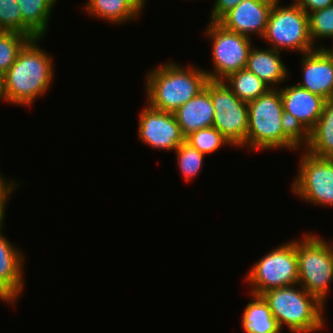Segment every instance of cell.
Listing matches in <instances>:
<instances>
[{
	"mask_svg": "<svg viewBox=\"0 0 333 333\" xmlns=\"http://www.w3.org/2000/svg\"><path fill=\"white\" fill-rule=\"evenodd\" d=\"M40 39L43 40V37L30 39L9 70L3 74L1 101L29 107L50 89L54 79V65L50 54L38 44Z\"/></svg>",
	"mask_w": 333,
	"mask_h": 333,
	"instance_id": "6da1fadb",
	"label": "cell"
},
{
	"mask_svg": "<svg viewBox=\"0 0 333 333\" xmlns=\"http://www.w3.org/2000/svg\"><path fill=\"white\" fill-rule=\"evenodd\" d=\"M158 66L145 77L146 104L163 112L174 113L204 89L209 80L198 66L184 68L170 61Z\"/></svg>",
	"mask_w": 333,
	"mask_h": 333,
	"instance_id": "7a4b0ae2",
	"label": "cell"
},
{
	"mask_svg": "<svg viewBox=\"0 0 333 333\" xmlns=\"http://www.w3.org/2000/svg\"><path fill=\"white\" fill-rule=\"evenodd\" d=\"M273 288L261 296L268 303L280 329L285 326L291 333L319 332L325 326L323 305L300 285Z\"/></svg>",
	"mask_w": 333,
	"mask_h": 333,
	"instance_id": "3957f363",
	"label": "cell"
},
{
	"mask_svg": "<svg viewBox=\"0 0 333 333\" xmlns=\"http://www.w3.org/2000/svg\"><path fill=\"white\" fill-rule=\"evenodd\" d=\"M283 102L279 89H270L266 94L248 103V132L241 147L251 150H274L297 148L283 135L281 119Z\"/></svg>",
	"mask_w": 333,
	"mask_h": 333,
	"instance_id": "277c9868",
	"label": "cell"
},
{
	"mask_svg": "<svg viewBox=\"0 0 333 333\" xmlns=\"http://www.w3.org/2000/svg\"><path fill=\"white\" fill-rule=\"evenodd\" d=\"M298 285L315 296L323 305L333 282L332 244L311 233L296 240Z\"/></svg>",
	"mask_w": 333,
	"mask_h": 333,
	"instance_id": "5b68a950",
	"label": "cell"
},
{
	"mask_svg": "<svg viewBox=\"0 0 333 333\" xmlns=\"http://www.w3.org/2000/svg\"><path fill=\"white\" fill-rule=\"evenodd\" d=\"M280 1L276 0L271 9L263 41L278 51L303 54L317 49L310 38L308 14L294 1L287 6H280Z\"/></svg>",
	"mask_w": 333,
	"mask_h": 333,
	"instance_id": "8992f818",
	"label": "cell"
},
{
	"mask_svg": "<svg viewBox=\"0 0 333 333\" xmlns=\"http://www.w3.org/2000/svg\"><path fill=\"white\" fill-rule=\"evenodd\" d=\"M251 293L261 295L267 290L298 285L296 240L280 244L260 258L246 274Z\"/></svg>",
	"mask_w": 333,
	"mask_h": 333,
	"instance_id": "52a82bcc",
	"label": "cell"
},
{
	"mask_svg": "<svg viewBox=\"0 0 333 333\" xmlns=\"http://www.w3.org/2000/svg\"><path fill=\"white\" fill-rule=\"evenodd\" d=\"M205 35L211 39L213 71L205 72L209 80H223L229 74L244 69L252 38L226 30L217 22L209 21Z\"/></svg>",
	"mask_w": 333,
	"mask_h": 333,
	"instance_id": "ba28073f",
	"label": "cell"
},
{
	"mask_svg": "<svg viewBox=\"0 0 333 333\" xmlns=\"http://www.w3.org/2000/svg\"><path fill=\"white\" fill-rule=\"evenodd\" d=\"M214 107L213 127L234 147H241L248 132V103L240 100L223 80H210Z\"/></svg>",
	"mask_w": 333,
	"mask_h": 333,
	"instance_id": "9c48e42d",
	"label": "cell"
},
{
	"mask_svg": "<svg viewBox=\"0 0 333 333\" xmlns=\"http://www.w3.org/2000/svg\"><path fill=\"white\" fill-rule=\"evenodd\" d=\"M291 184L293 194L319 206L333 207V159L319 158L303 150Z\"/></svg>",
	"mask_w": 333,
	"mask_h": 333,
	"instance_id": "30bf717a",
	"label": "cell"
},
{
	"mask_svg": "<svg viewBox=\"0 0 333 333\" xmlns=\"http://www.w3.org/2000/svg\"><path fill=\"white\" fill-rule=\"evenodd\" d=\"M137 128L139 139L156 150L175 151L185 141L174 114L148 104L140 113Z\"/></svg>",
	"mask_w": 333,
	"mask_h": 333,
	"instance_id": "8fae6325",
	"label": "cell"
},
{
	"mask_svg": "<svg viewBox=\"0 0 333 333\" xmlns=\"http://www.w3.org/2000/svg\"><path fill=\"white\" fill-rule=\"evenodd\" d=\"M276 0H243L225 13L217 23L228 31L251 38L264 35L271 9Z\"/></svg>",
	"mask_w": 333,
	"mask_h": 333,
	"instance_id": "7c38bea8",
	"label": "cell"
},
{
	"mask_svg": "<svg viewBox=\"0 0 333 333\" xmlns=\"http://www.w3.org/2000/svg\"><path fill=\"white\" fill-rule=\"evenodd\" d=\"M301 61L302 82H298L302 88L317 94L323 98L333 97V60L320 48L303 53Z\"/></svg>",
	"mask_w": 333,
	"mask_h": 333,
	"instance_id": "4fadbf2b",
	"label": "cell"
},
{
	"mask_svg": "<svg viewBox=\"0 0 333 333\" xmlns=\"http://www.w3.org/2000/svg\"><path fill=\"white\" fill-rule=\"evenodd\" d=\"M279 90L284 110L292 114L310 132L323 112L326 99L297 84Z\"/></svg>",
	"mask_w": 333,
	"mask_h": 333,
	"instance_id": "5bb4252c",
	"label": "cell"
},
{
	"mask_svg": "<svg viewBox=\"0 0 333 333\" xmlns=\"http://www.w3.org/2000/svg\"><path fill=\"white\" fill-rule=\"evenodd\" d=\"M0 227V289L15 304L24 289V256L7 239Z\"/></svg>",
	"mask_w": 333,
	"mask_h": 333,
	"instance_id": "9a60e30c",
	"label": "cell"
},
{
	"mask_svg": "<svg viewBox=\"0 0 333 333\" xmlns=\"http://www.w3.org/2000/svg\"><path fill=\"white\" fill-rule=\"evenodd\" d=\"M173 114L185 137L191 132L211 127L214 120V107L210 97V80L207 81L204 89Z\"/></svg>",
	"mask_w": 333,
	"mask_h": 333,
	"instance_id": "2e32d148",
	"label": "cell"
},
{
	"mask_svg": "<svg viewBox=\"0 0 333 333\" xmlns=\"http://www.w3.org/2000/svg\"><path fill=\"white\" fill-rule=\"evenodd\" d=\"M281 51L272 48L259 49L253 46L249 52L246 69L263 80L271 89L288 78V68L281 60Z\"/></svg>",
	"mask_w": 333,
	"mask_h": 333,
	"instance_id": "e0dca14e",
	"label": "cell"
},
{
	"mask_svg": "<svg viewBox=\"0 0 333 333\" xmlns=\"http://www.w3.org/2000/svg\"><path fill=\"white\" fill-rule=\"evenodd\" d=\"M86 3L84 8L90 16L116 25L139 19L144 8L139 0H88Z\"/></svg>",
	"mask_w": 333,
	"mask_h": 333,
	"instance_id": "ac0fdd59",
	"label": "cell"
},
{
	"mask_svg": "<svg viewBox=\"0 0 333 333\" xmlns=\"http://www.w3.org/2000/svg\"><path fill=\"white\" fill-rule=\"evenodd\" d=\"M58 0H17L22 14V34L32 38L44 37L48 20Z\"/></svg>",
	"mask_w": 333,
	"mask_h": 333,
	"instance_id": "d6986e66",
	"label": "cell"
},
{
	"mask_svg": "<svg viewBox=\"0 0 333 333\" xmlns=\"http://www.w3.org/2000/svg\"><path fill=\"white\" fill-rule=\"evenodd\" d=\"M305 150L319 158L333 159V97L326 100L319 120L310 131Z\"/></svg>",
	"mask_w": 333,
	"mask_h": 333,
	"instance_id": "ffe728a7",
	"label": "cell"
},
{
	"mask_svg": "<svg viewBox=\"0 0 333 333\" xmlns=\"http://www.w3.org/2000/svg\"><path fill=\"white\" fill-rule=\"evenodd\" d=\"M252 301L246 305L242 315L244 333H273L280 329L268 303L261 295L251 294Z\"/></svg>",
	"mask_w": 333,
	"mask_h": 333,
	"instance_id": "44dd1931",
	"label": "cell"
},
{
	"mask_svg": "<svg viewBox=\"0 0 333 333\" xmlns=\"http://www.w3.org/2000/svg\"><path fill=\"white\" fill-rule=\"evenodd\" d=\"M223 81L240 100L246 103L266 94L271 89L246 68L229 74Z\"/></svg>",
	"mask_w": 333,
	"mask_h": 333,
	"instance_id": "7402d4cb",
	"label": "cell"
},
{
	"mask_svg": "<svg viewBox=\"0 0 333 333\" xmlns=\"http://www.w3.org/2000/svg\"><path fill=\"white\" fill-rule=\"evenodd\" d=\"M185 141L205 155L215 153L222 146L233 147L230 141L213 126L191 132L185 137Z\"/></svg>",
	"mask_w": 333,
	"mask_h": 333,
	"instance_id": "603a6c76",
	"label": "cell"
},
{
	"mask_svg": "<svg viewBox=\"0 0 333 333\" xmlns=\"http://www.w3.org/2000/svg\"><path fill=\"white\" fill-rule=\"evenodd\" d=\"M31 38L18 32L0 31V71L5 74Z\"/></svg>",
	"mask_w": 333,
	"mask_h": 333,
	"instance_id": "cb8c5ba5",
	"label": "cell"
},
{
	"mask_svg": "<svg viewBox=\"0 0 333 333\" xmlns=\"http://www.w3.org/2000/svg\"><path fill=\"white\" fill-rule=\"evenodd\" d=\"M177 163L185 181H190L201 172L205 154L198 152L184 141L176 150Z\"/></svg>",
	"mask_w": 333,
	"mask_h": 333,
	"instance_id": "d4e9b609",
	"label": "cell"
},
{
	"mask_svg": "<svg viewBox=\"0 0 333 333\" xmlns=\"http://www.w3.org/2000/svg\"><path fill=\"white\" fill-rule=\"evenodd\" d=\"M308 17L309 34L313 44L321 38L330 39L333 36V5L311 12Z\"/></svg>",
	"mask_w": 333,
	"mask_h": 333,
	"instance_id": "484cf974",
	"label": "cell"
},
{
	"mask_svg": "<svg viewBox=\"0 0 333 333\" xmlns=\"http://www.w3.org/2000/svg\"><path fill=\"white\" fill-rule=\"evenodd\" d=\"M281 125L283 135L297 148H306L310 140V132L288 111L283 110ZM302 145L304 147H302Z\"/></svg>",
	"mask_w": 333,
	"mask_h": 333,
	"instance_id": "4316f807",
	"label": "cell"
},
{
	"mask_svg": "<svg viewBox=\"0 0 333 333\" xmlns=\"http://www.w3.org/2000/svg\"><path fill=\"white\" fill-rule=\"evenodd\" d=\"M0 31L22 34V14L17 0H0Z\"/></svg>",
	"mask_w": 333,
	"mask_h": 333,
	"instance_id": "83f0119b",
	"label": "cell"
},
{
	"mask_svg": "<svg viewBox=\"0 0 333 333\" xmlns=\"http://www.w3.org/2000/svg\"><path fill=\"white\" fill-rule=\"evenodd\" d=\"M17 186H20L16 181L8 180L3 178L0 173V227H2L4 224V219L6 216L5 208L7 201L11 196V193L16 190Z\"/></svg>",
	"mask_w": 333,
	"mask_h": 333,
	"instance_id": "f1b7e54d",
	"label": "cell"
},
{
	"mask_svg": "<svg viewBox=\"0 0 333 333\" xmlns=\"http://www.w3.org/2000/svg\"><path fill=\"white\" fill-rule=\"evenodd\" d=\"M243 0H214L211 16V22H217L225 13L235 8Z\"/></svg>",
	"mask_w": 333,
	"mask_h": 333,
	"instance_id": "f546056e",
	"label": "cell"
},
{
	"mask_svg": "<svg viewBox=\"0 0 333 333\" xmlns=\"http://www.w3.org/2000/svg\"><path fill=\"white\" fill-rule=\"evenodd\" d=\"M307 14L333 5V0H293Z\"/></svg>",
	"mask_w": 333,
	"mask_h": 333,
	"instance_id": "4dcf8cb0",
	"label": "cell"
},
{
	"mask_svg": "<svg viewBox=\"0 0 333 333\" xmlns=\"http://www.w3.org/2000/svg\"><path fill=\"white\" fill-rule=\"evenodd\" d=\"M331 38L333 40V36ZM316 48H320L329 58H331L333 60V48L331 49L329 47H325L322 45H320V46L316 45Z\"/></svg>",
	"mask_w": 333,
	"mask_h": 333,
	"instance_id": "1f68e13d",
	"label": "cell"
},
{
	"mask_svg": "<svg viewBox=\"0 0 333 333\" xmlns=\"http://www.w3.org/2000/svg\"><path fill=\"white\" fill-rule=\"evenodd\" d=\"M0 301L14 305L10 298L0 289Z\"/></svg>",
	"mask_w": 333,
	"mask_h": 333,
	"instance_id": "d6a6232c",
	"label": "cell"
},
{
	"mask_svg": "<svg viewBox=\"0 0 333 333\" xmlns=\"http://www.w3.org/2000/svg\"><path fill=\"white\" fill-rule=\"evenodd\" d=\"M3 94V73L0 71V100L2 99Z\"/></svg>",
	"mask_w": 333,
	"mask_h": 333,
	"instance_id": "836d02e7",
	"label": "cell"
},
{
	"mask_svg": "<svg viewBox=\"0 0 333 333\" xmlns=\"http://www.w3.org/2000/svg\"><path fill=\"white\" fill-rule=\"evenodd\" d=\"M139 1H140V3H141L143 6L146 5V0H139Z\"/></svg>",
	"mask_w": 333,
	"mask_h": 333,
	"instance_id": "e575fe53",
	"label": "cell"
},
{
	"mask_svg": "<svg viewBox=\"0 0 333 333\" xmlns=\"http://www.w3.org/2000/svg\"><path fill=\"white\" fill-rule=\"evenodd\" d=\"M282 332H283L282 329H279L278 331L273 332V333H282Z\"/></svg>",
	"mask_w": 333,
	"mask_h": 333,
	"instance_id": "d590c367",
	"label": "cell"
}]
</instances>
